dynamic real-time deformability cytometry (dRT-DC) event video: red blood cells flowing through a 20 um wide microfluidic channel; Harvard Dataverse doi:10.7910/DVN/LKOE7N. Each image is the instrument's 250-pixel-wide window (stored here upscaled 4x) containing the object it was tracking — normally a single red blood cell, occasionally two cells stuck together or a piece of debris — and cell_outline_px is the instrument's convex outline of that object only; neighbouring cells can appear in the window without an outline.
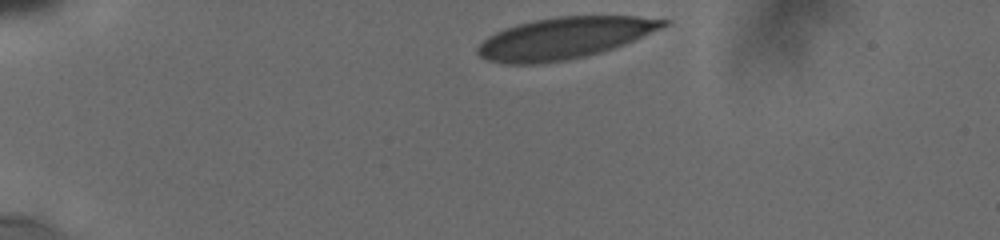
{"species": "human", "species_latin": "Homo sapiens", "temperature_condition": "cold", "stored_images_in_passage": 12, "camera_frame_rate_fps": 3000, "um_per_image_px": 0.085, "donor": {"sex": "male"}, "frame": {"image": 1, "passage_image": 1, "time_ms": 0.0, "image_size_px": [1000, 240], "cell_outline_px": [[668, 24], [660, 28], [624, 44], [600, 52], [584, 56], [564, 60], [540, 64], [504, 64], [488, 60], [480, 56], [476, 52], [476, 48], [488, 36], [504, 28], [516, 24], [556, 16], [636, 16], [668, 20]], "centroid_in_image_um": [47.91, 3.24], "position_along_channel_um": 37.1, "area_um2": 44.51}}
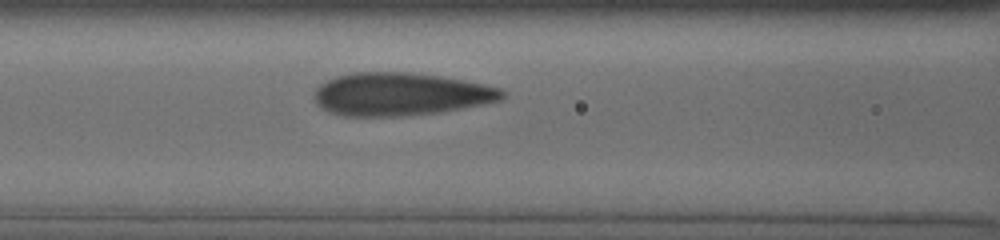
{"frame": {"image": 2, "passage_image": 8, "time_ms": 4.333, "image_size_px": [1000, 240], "cell_outline_px": [[504, 96], [500, 100], [460, 108], [436, 112], [400, 116], [344, 116], [328, 112], [316, 104], [316, 88], [320, 84], [336, 76], [352, 72], [408, 72], [464, 80], [484, 84], [500, 88], [504, 92]], "centroid_in_image_um": [33.99, 8.0], "position_along_channel_um": 132.6, "area_um2": 46.53}}
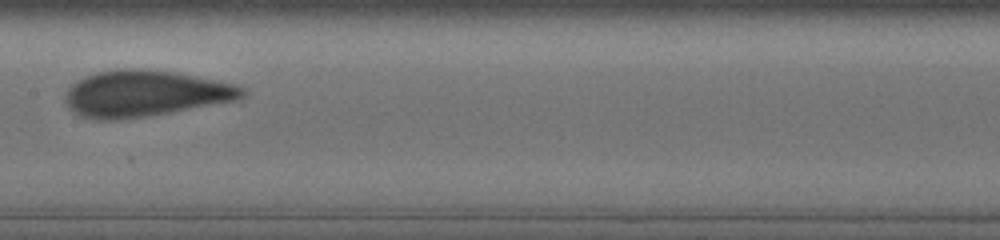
{"frame": {"image": 3, "passage_image": 11, "time_ms": 6.0, "image_size_px": [1000, 240], "cell_outline_px": [[248, 92], [244, 96], [236, 100], [148, 116], [120, 120], [96, 120], [80, 116], [68, 108], [68, 88], [72, 84], [96, 72], [116, 68], [140, 68], [172, 72], [216, 80], [236, 84], [248, 88]], "centroid_in_image_um": [12.36, 7.95], "position_along_channel_um": 195.0, "area_um2": 47.51}}